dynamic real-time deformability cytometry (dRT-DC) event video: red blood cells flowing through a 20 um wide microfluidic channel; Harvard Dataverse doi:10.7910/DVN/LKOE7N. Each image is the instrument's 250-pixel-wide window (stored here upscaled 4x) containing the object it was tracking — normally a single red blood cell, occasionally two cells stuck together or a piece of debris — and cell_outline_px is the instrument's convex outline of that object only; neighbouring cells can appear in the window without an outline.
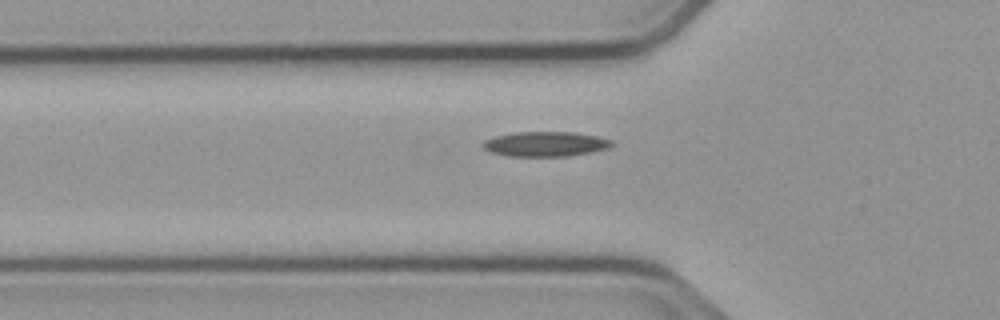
{"species": "common noctule bat (a hibernating species)", "species_latin": "Nyctalus noctula", "temperature_condition": "cold", "stored_images_in_passage": 35, "camera_frame_rate_fps": 3000, "um_per_image_px": 0.085, "animal": {"sex": "male", "body_mass_g": 23.1, "forearm_length_mm": 52.7}, "frame": {"image": 1, "passage_image": 3, "time_ms": 0.667, "image_size_px": [1000, 320], "cell_outline_px": [[616, 144], [608, 148], [592, 152], [568, 156], [508, 156], [488, 152], [480, 144], [484, 140], [496, 136], [512, 132], [576, 132], [596, 136], [612, 140]], "centroid_in_image_um": [46.35, 12.24], "position_along_channel_um": 79.4, "area_um2": 18.9}}
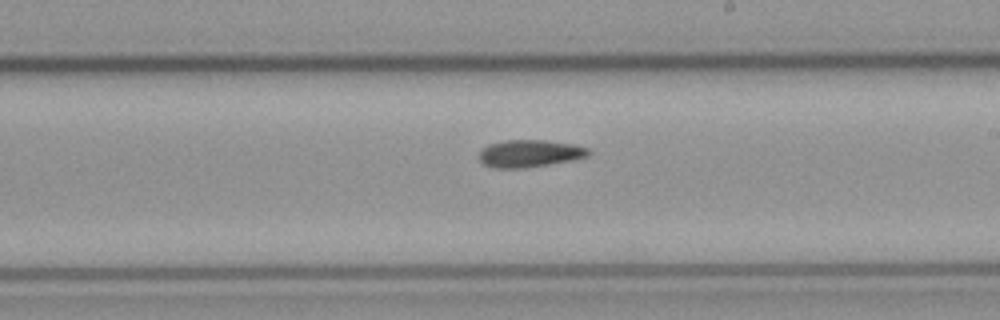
{"frame": {"image": 2, "passage_image": 16, "time_ms": 5.0, "image_size_px": [1000, 320], "cell_outline_px": [[592, 152], [588, 156], [572, 160], [524, 168], [492, 168], [484, 164], [480, 160], [480, 152], [488, 144], [504, 140], [544, 140], [576, 144], [588, 148]], "centroid_in_image_um": [45.05, 13.04], "position_along_channel_um": 244.0, "area_um2": 17.46}}
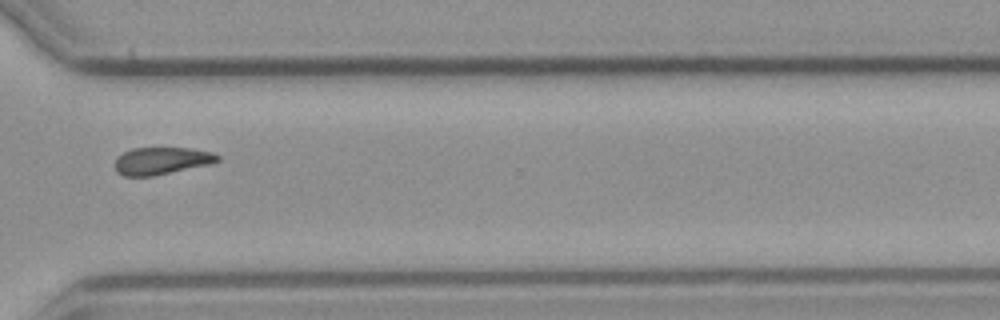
{"frame": {"image": 3, "passage_image": 25, "time_ms": 8.0, "image_size_px": [1000, 320], "cell_outline_px": [[220, 160], [212, 164], [152, 176], [124, 176], [116, 172], [116, 156], [132, 148], [192, 148], [212, 152], [220, 156]], "centroid_in_image_um": [13.75, 13.66], "position_along_channel_um": 356.8, "area_um2": 16.42}}